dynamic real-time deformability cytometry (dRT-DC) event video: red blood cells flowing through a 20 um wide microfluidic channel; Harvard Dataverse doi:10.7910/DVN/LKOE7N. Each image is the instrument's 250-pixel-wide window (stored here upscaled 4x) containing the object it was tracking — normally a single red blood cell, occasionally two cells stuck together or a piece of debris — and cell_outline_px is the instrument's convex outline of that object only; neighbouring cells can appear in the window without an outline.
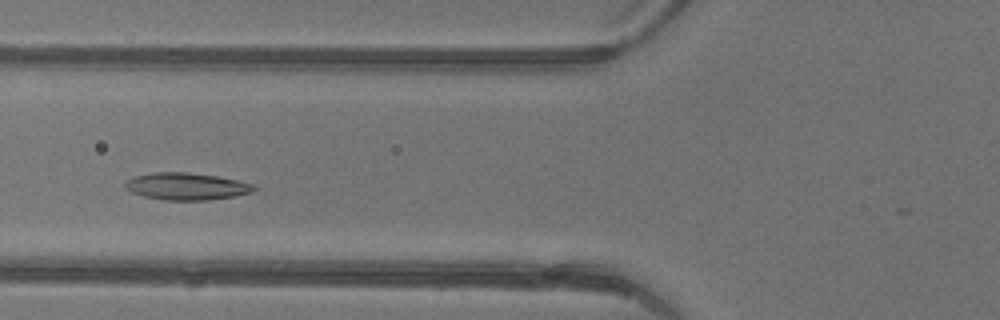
{"species": "common noctule bat (a hibernating species)", "species_latin": "Nyctalus noctula", "temperature_condition": "warm", "stored_images_in_passage": 37, "camera_frame_rate_fps": 3000, "um_per_image_px": 0.085, "animal": {"sex": "female"}, "frame": {"image": 1, "passage_image": 13, "time_ms": 4.0, "image_size_px": [1000, 320], "cell_outline_px": [[256, 188], [252, 192], [236, 196], [208, 200], [164, 200], [144, 196], [132, 192], [124, 188], [124, 184], [128, 180], [136, 176], [152, 172], [188, 172], [216, 176], [256, 184]], "centroid_in_image_um": [15.87, 15.84], "position_along_channel_um": 109.9, "area_um2": 20.35}}
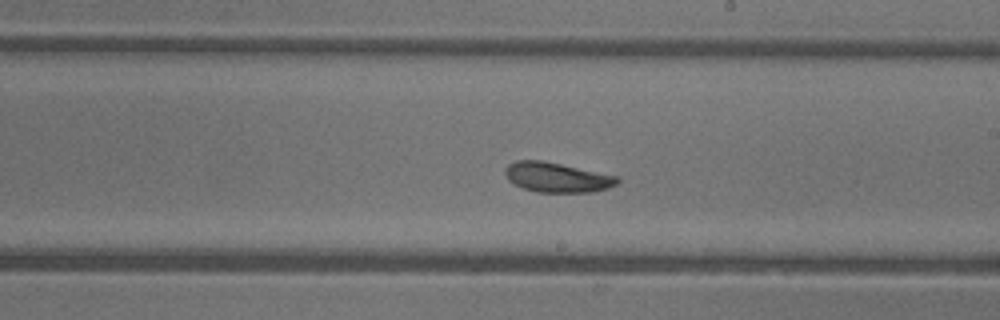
{"frame": {"image": 2, "passage_image": 22, "time_ms": 7.0, "image_size_px": [1000, 320], "cell_outline_px": [[620, 180], [616, 184], [608, 188], [592, 192], [536, 192], [512, 184], [508, 180], [504, 172], [504, 168], [508, 164], [516, 160], [540, 160], [620, 176]], "centroid_in_image_um": [47.33, 15.07], "position_along_channel_um": 241.7, "area_um2": 19.59}}
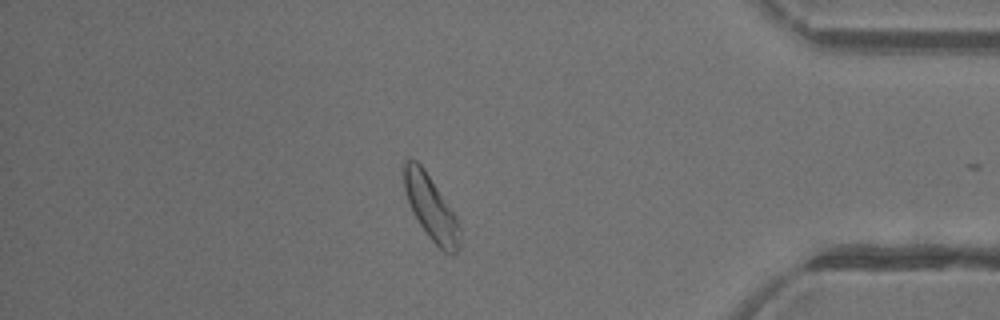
{"frame": {"image": 3, "passage_image": 35, "time_ms": 11.333, "image_size_px": [1000, 320], "cell_outline_px": [[460, 248], [452, 256], [444, 252], [428, 236], [412, 212], [404, 188], [404, 160], [416, 160], [424, 168], [456, 216], [460, 228]], "centroid_in_image_um": [36.65, 17.69], "position_along_channel_um": 398.5, "area_um2": 20.75}, "authors_computed_cell_mechanics": {"area_um2": 20.3456, "velocity_mm_per_s": 4.3924, "shape_relaxation_time_tau1_ms": 2.5757, "shape_relaxation_time_tau2_ms": 1.5088, "deformation_change_tau1": 0.1069, "deformation_change_tau2": 0.0748}}